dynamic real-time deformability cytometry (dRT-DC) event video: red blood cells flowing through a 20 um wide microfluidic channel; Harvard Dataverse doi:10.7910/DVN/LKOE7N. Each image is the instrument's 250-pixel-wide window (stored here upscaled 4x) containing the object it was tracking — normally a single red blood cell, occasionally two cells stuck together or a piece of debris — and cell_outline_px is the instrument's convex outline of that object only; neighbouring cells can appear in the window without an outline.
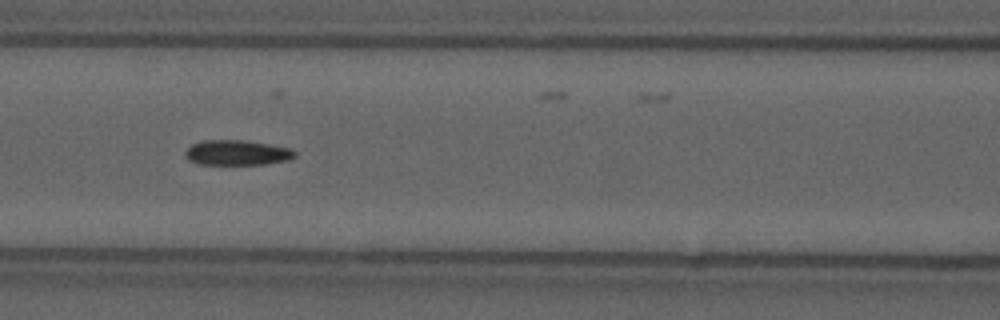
{"species": "common noctule bat (a hibernating species)", "species_latin": "Nyctalus noctula", "temperature_condition": "cold", "stored_images_in_passage": 10, "camera_frame_rate_fps": 3000, "um_per_image_px": 0.085, "animal": {"sex": "male", "forearm_length_mm": 52.5}, "frame": {"image": 1, "passage_image": 6, "time_ms": 1.667, "image_size_px": [1000, 320], "cell_outline_px": [[296, 156], [288, 160], [264, 164], [196, 164], [188, 160], [184, 156], [184, 152], [192, 144], [204, 140], [244, 140], [268, 144], [288, 148], [296, 152]], "centroid_in_image_um": [20.1, 12.98], "position_along_channel_um": 146.5, "area_um2": 16.01}}